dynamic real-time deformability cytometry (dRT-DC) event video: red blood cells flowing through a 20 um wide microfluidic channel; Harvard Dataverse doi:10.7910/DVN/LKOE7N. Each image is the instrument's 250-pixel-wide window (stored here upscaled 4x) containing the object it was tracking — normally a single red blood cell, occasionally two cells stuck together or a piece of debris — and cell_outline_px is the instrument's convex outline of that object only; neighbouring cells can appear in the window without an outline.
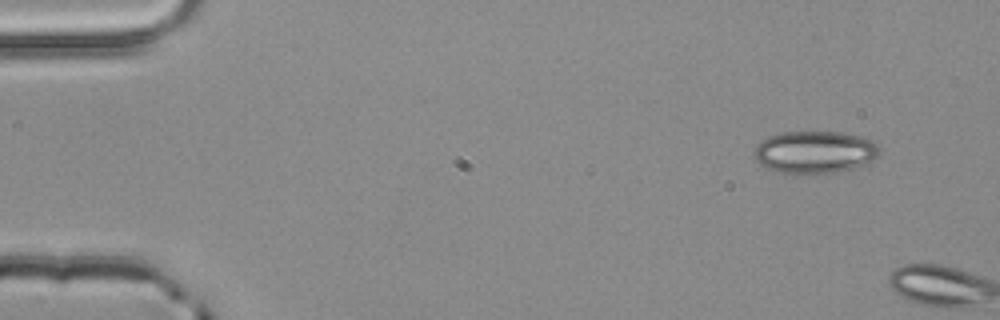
{"species": "common noctule bat (a hibernating species)", "species_latin": "Nyctalus noctula", "temperature_condition": "room temperature", "stored_images_in_passage": 2, "camera_frame_rate_fps": 3000, "um_per_image_px": 0.085, "animal": {"sex": "male", "body_mass_g": 20.4}, "frame": {"image": 1, "passage_image": 1, "time_ms": 0.0, "image_size_px": [1000, 320], "cell_outline_px": [[880, 148], [876, 156], [872, 160], [864, 164], [852, 168], [836, 172], [776, 172], [764, 168], [756, 160], [752, 152], [756, 144], [760, 140], [768, 136], [784, 132], [844, 132], [864, 136], [872, 140]], "centroid_in_image_um": [69.21, 12.9], "position_along_channel_um": 15.8, "area_um2": 30.92}}